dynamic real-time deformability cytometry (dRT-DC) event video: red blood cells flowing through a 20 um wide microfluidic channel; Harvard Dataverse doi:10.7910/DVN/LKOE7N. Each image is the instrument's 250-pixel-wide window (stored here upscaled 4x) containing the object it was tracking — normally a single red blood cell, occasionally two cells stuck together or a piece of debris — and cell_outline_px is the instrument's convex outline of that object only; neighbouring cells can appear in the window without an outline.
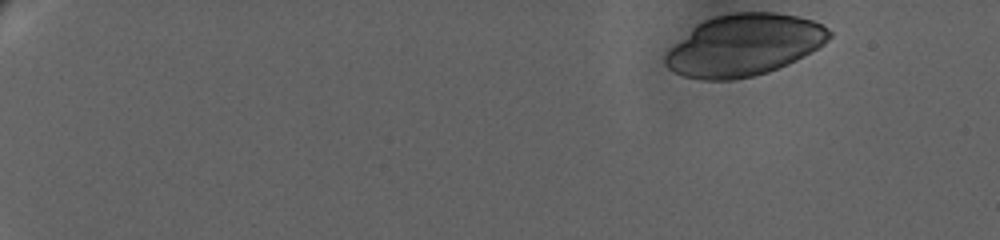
{"species": "human", "species_latin": "Homo sapiens", "temperature_condition": "warm", "stored_images_in_passage": 35, "camera_frame_rate_fps": 3000, "um_per_image_px": 0.085, "donor": {"sex": "female"}, "frame": {"image": 1, "passage_image": 1, "time_ms": 0.0, "image_size_px": [1000, 240], "cell_outline_px": [[832, 36], [824, 44], [796, 60], [788, 64], [768, 72], [752, 76], [732, 80], [700, 80], [684, 76], [668, 68], [664, 64], [664, 52], [668, 48], [696, 24], [704, 20], [716, 16], [736, 12], [776, 12], [796, 16], [812, 20], [828, 28], [832, 32]], "centroid_in_image_um": [63.21, 3.84], "position_along_channel_um": 21.8, "area_um2": 59.01}}
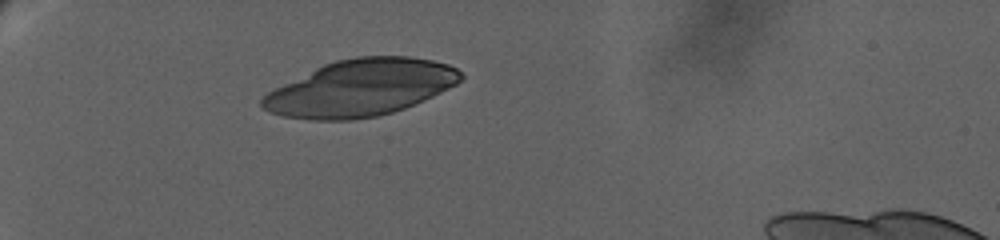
{"frame": {"image": 2, "passage_image": 16, "time_ms": 6.0, "image_size_px": [1000, 240], "cell_outline_px": [[464, 76], [456, 84], [432, 96], [404, 108], [392, 112], [376, 116], [352, 120], [308, 120], [284, 116], [268, 112], [260, 104], [260, 100], [268, 92], [324, 64], [336, 60], [356, 56], [408, 56], [432, 60], [448, 64], [456, 68]], "centroid_in_image_um": [30.65, 7.47], "position_along_channel_um": 54.4, "area_um2": 64.97}}